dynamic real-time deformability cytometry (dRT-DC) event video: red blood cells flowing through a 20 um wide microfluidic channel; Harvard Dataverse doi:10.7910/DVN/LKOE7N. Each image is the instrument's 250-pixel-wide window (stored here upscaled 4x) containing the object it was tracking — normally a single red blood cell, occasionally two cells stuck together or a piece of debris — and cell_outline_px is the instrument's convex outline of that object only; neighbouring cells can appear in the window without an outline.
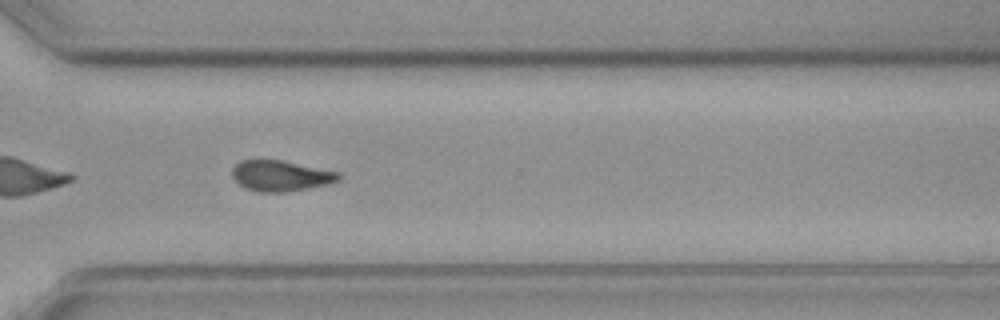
{"species": "common noctule bat (a hibernating species)", "species_latin": "Nyctalus noctula", "temperature_condition": "cold", "stored_images_in_passage": 59, "camera_frame_rate_fps": 3000, "um_per_image_px": 0.085, "animal": {"sex": "female", "body_mass_g": 19.3, "forearm_length_mm": 54.1}, "frame": {"image": 1, "passage_image": 42, "time_ms": 13.667, "image_size_px": [1000, 320], "cell_outline_px": [[340, 180], [328, 184], [308, 188], [284, 192], [256, 192], [244, 188], [232, 176], [232, 168], [240, 160], [280, 160], [340, 172]], "centroid_in_image_um": [23.85, 14.95], "position_along_channel_um": 346.7, "area_um2": 19.02}}